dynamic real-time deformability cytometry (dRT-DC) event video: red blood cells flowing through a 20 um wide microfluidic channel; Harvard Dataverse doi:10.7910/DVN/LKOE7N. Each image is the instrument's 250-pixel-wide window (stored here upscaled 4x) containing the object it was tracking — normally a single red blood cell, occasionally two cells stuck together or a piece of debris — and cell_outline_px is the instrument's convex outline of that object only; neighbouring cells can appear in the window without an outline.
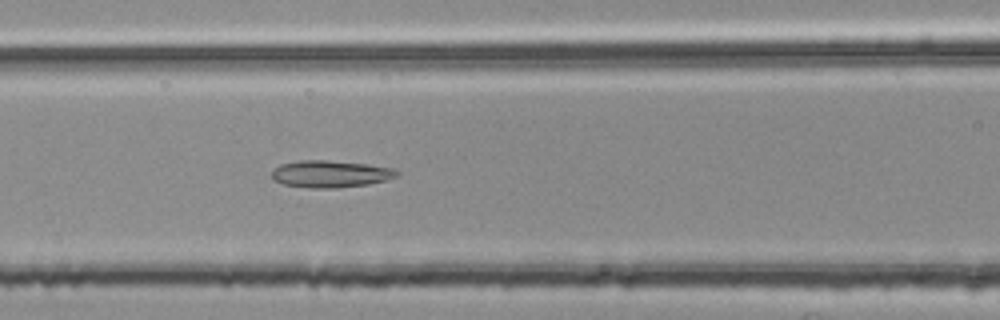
{"species": "common noctule bat (a hibernating species)", "species_latin": "Nyctalus noctula", "temperature_condition": "room temperature", "stored_images_in_passage": 45, "camera_frame_rate_fps": 3000, "um_per_image_px": 0.085, "animal": {"sex": "female", "body_mass_g": 25.1}, "frame": {"image": 1, "passage_image": 19, "time_ms": 6.0, "image_size_px": [1000, 320], "cell_outline_px": [[400, 172], [396, 176], [384, 180], [368, 184], [336, 188], [312, 188], [284, 184], [272, 180], [272, 172], [280, 164], [300, 160], [328, 160], [368, 164], [392, 168]], "centroid_in_image_um": [28.07, 14.78], "position_along_channel_um": 138.5, "area_um2": 19.59}}
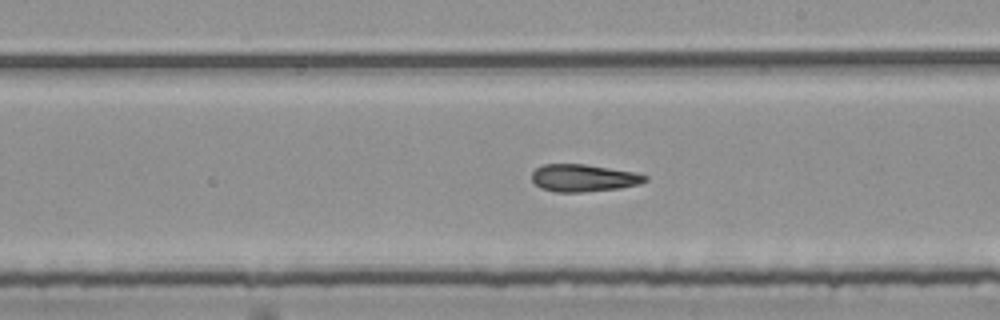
{"frame": {"image": 2, "passage_image": 27, "time_ms": 8.667, "image_size_px": [1000, 320], "cell_outline_px": [[648, 180], [640, 184], [620, 188], [580, 192], [556, 192], [540, 188], [532, 180], [532, 172], [536, 168], [544, 164], [584, 164], [636, 172], [648, 176]], "centroid_in_image_um": [49.62, 15.12], "position_along_channel_um": 239.4, "area_um2": 18.09}}
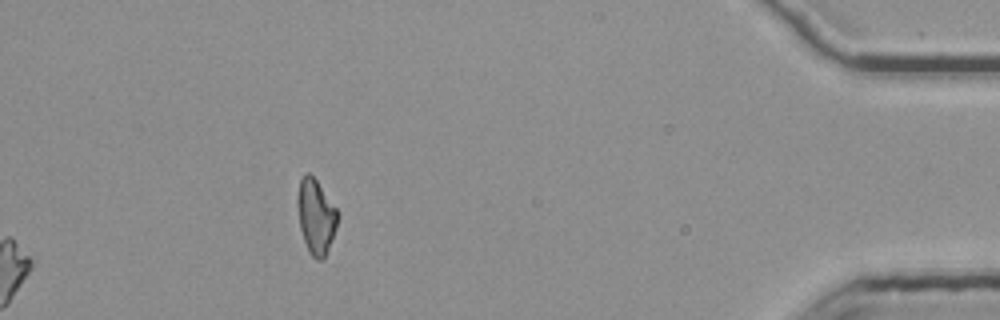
{"frame": {"image": 3, "passage_image": 45, "time_ms": 14.667, "image_size_px": [1000, 320], "cell_outline_px": [[340, 212], [336, 228], [324, 260], [316, 260], [308, 252], [300, 228], [296, 204], [296, 200], [300, 180], [304, 172], [308, 172], [316, 180]], "centroid_in_image_um": [26.85, 18.41], "position_along_channel_um": 408.3, "area_um2": 17.74}, "authors_computed_cell_mechanics": {"area_um2": 18.6116, "velocity_mm_per_s": 3.7877, "shape_relaxation_time_tau1_ms": null, "shape_relaxation_time_tau2_ms": 8.5269, "deformation_change_tau1": null, "deformation_change_tau2": 0.2202}}